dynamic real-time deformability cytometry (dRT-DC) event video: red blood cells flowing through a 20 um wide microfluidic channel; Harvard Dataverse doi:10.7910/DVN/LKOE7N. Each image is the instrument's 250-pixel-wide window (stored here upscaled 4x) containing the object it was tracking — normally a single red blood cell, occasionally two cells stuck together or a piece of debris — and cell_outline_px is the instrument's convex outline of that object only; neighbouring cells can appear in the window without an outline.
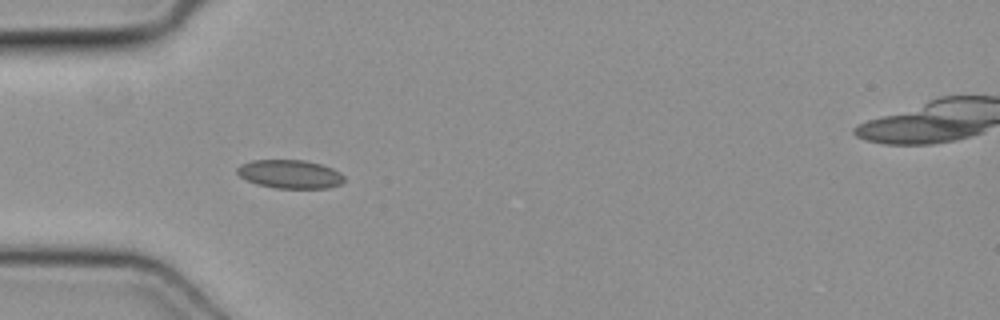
{"species": "common noctule bat (a hibernating species)", "species_latin": "Nyctalus noctula", "temperature_condition": "cold", "stored_images_in_passage": 36, "camera_frame_rate_fps": 3000, "um_per_image_px": 0.085, "animal": {"sex": "female", "body_mass_g": 19.3, "forearm_length_mm": 54.1}, "frame": {"image": 1, "passage_image": 1, "time_ms": 0.0, "image_size_px": [1000, 320], "cell_outline_px": [[344, 180], [340, 184], [328, 188], [276, 188], [256, 184], [240, 176], [236, 172], [236, 168], [240, 164], [252, 160], [304, 160], [320, 164], [332, 168], [340, 172], [344, 176]], "centroid_in_image_um": [24.63, 14.8], "position_along_channel_um": 60.4, "area_um2": 17.8}}
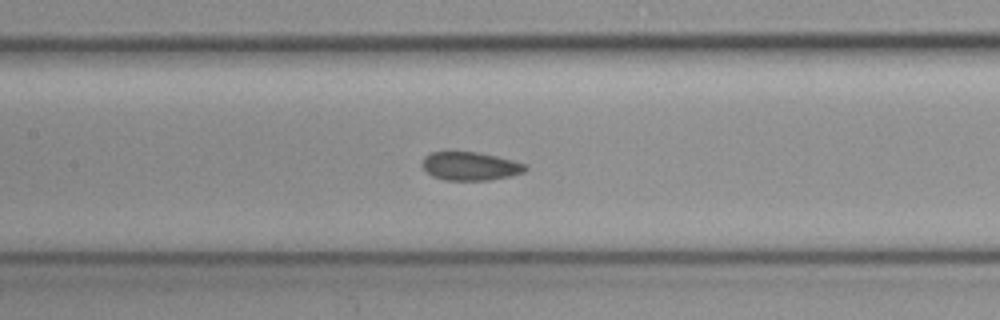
{"frame": {"image": 2, "passage_image": 9, "time_ms": 2.667, "image_size_px": [1000, 320], "cell_outline_px": [[528, 168], [524, 172], [512, 176], [488, 180], [444, 180], [432, 176], [424, 168], [424, 156], [432, 152], [476, 152], [496, 156], [528, 164]], "centroid_in_image_um": [40.03, 14.13], "position_along_channel_um": 167.4, "area_um2": 16.99}}
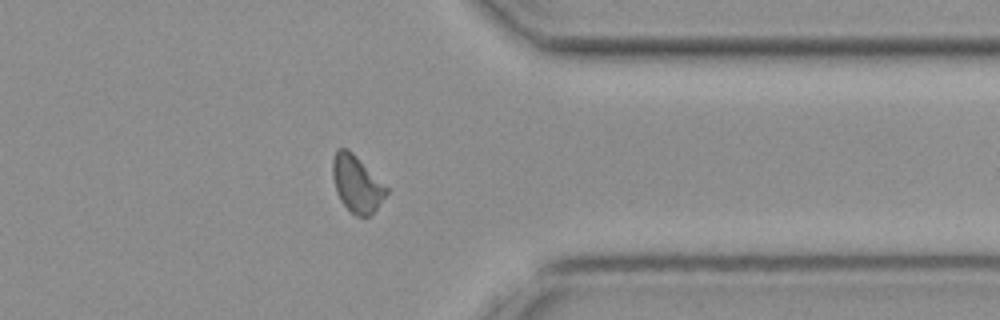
{"frame": {"image": 3, "passage_image": 25, "time_ms": 8.0, "image_size_px": [1000, 320], "cell_outline_px": [[388, 192], [376, 208], [368, 216], [356, 216], [340, 200], [336, 192], [332, 176], [332, 160], [336, 148], [348, 148], [388, 188]], "centroid_in_image_um": [30.29, 15.59], "position_along_channel_um": 381.1, "area_um2": 17.51}}